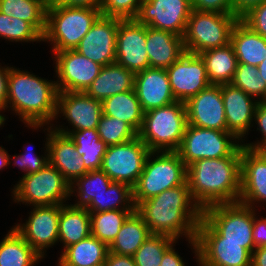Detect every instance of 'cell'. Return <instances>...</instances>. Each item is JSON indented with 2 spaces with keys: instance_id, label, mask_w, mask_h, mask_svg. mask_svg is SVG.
<instances>
[{
  "instance_id": "6da1fadb",
  "label": "cell",
  "mask_w": 266,
  "mask_h": 266,
  "mask_svg": "<svg viewBox=\"0 0 266 266\" xmlns=\"http://www.w3.org/2000/svg\"><path fill=\"white\" fill-rule=\"evenodd\" d=\"M136 211L142 216L151 234L165 235L176 241L185 237L198 262L195 239L202 210L193 201L187 180L182 185L142 201Z\"/></svg>"
},
{
  "instance_id": "7a4b0ae2",
  "label": "cell",
  "mask_w": 266,
  "mask_h": 266,
  "mask_svg": "<svg viewBox=\"0 0 266 266\" xmlns=\"http://www.w3.org/2000/svg\"><path fill=\"white\" fill-rule=\"evenodd\" d=\"M240 145L229 157L199 159L187 166V183L196 205L204 209L236 203L241 192Z\"/></svg>"
},
{
  "instance_id": "3957f363",
  "label": "cell",
  "mask_w": 266,
  "mask_h": 266,
  "mask_svg": "<svg viewBox=\"0 0 266 266\" xmlns=\"http://www.w3.org/2000/svg\"><path fill=\"white\" fill-rule=\"evenodd\" d=\"M11 67L6 110H12L25 125H56V81Z\"/></svg>"
},
{
  "instance_id": "277c9868",
  "label": "cell",
  "mask_w": 266,
  "mask_h": 266,
  "mask_svg": "<svg viewBox=\"0 0 266 266\" xmlns=\"http://www.w3.org/2000/svg\"><path fill=\"white\" fill-rule=\"evenodd\" d=\"M101 15L100 8L66 7L52 0L43 42H51L52 53L74 50Z\"/></svg>"
},
{
  "instance_id": "5b68a950",
  "label": "cell",
  "mask_w": 266,
  "mask_h": 266,
  "mask_svg": "<svg viewBox=\"0 0 266 266\" xmlns=\"http://www.w3.org/2000/svg\"><path fill=\"white\" fill-rule=\"evenodd\" d=\"M187 124L185 103L175 101L145 112L138 137L150 151H177Z\"/></svg>"
},
{
  "instance_id": "8992f818",
  "label": "cell",
  "mask_w": 266,
  "mask_h": 266,
  "mask_svg": "<svg viewBox=\"0 0 266 266\" xmlns=\"http://www.w3.org/2000/svg\"><path fill=\"white\" fill-rule=\"evenodd\" d=\"M186 179L187 167L176 151H151L133 187L135 206L167 189L182 185Z\"/></svg>"
},
{
  "instance_id": "52a82bcc",
  "label": "cell",
  "mask_w": 266,
  "mask_h": 266,
  "mask_svg": "<svg viewBox=\"0 0 266 266\" xmlns=\"http://www.w3.org/2000/svg\"><path fill=\"white\" fill-rule=\"evenodd\" d=\"M239 19L238 15L192 10L183 35L185 51L198 55L228 45Z\"/></svg>"
},
{
  "instance_id": "ba28073f",
  "label": "cell",
  "mask_w": 266,
  "mask_h": 266,
  "mask_svg": "<svg viewBox=\"0 0 266 266\" xmlns=\"http://www.w3.org/2000/svg\"><path fill=\"white\" fill-rule=\"evenodd\" d=\"M11 189L14 203L32 207L65 204L71 198L70 183L50 163L36 173L23 175Z\"/></svg>"
},
{
  "instance_id": "9c48e42d",
  "label": "cell",
  "mask_w": 266,
  "mask_h": 266,
  "mask_svg": "<svg viewBox=\"0 0 266 266\" xmlns=\"http://www.w3.org/2000/svg\"><path fill=\"white\" fill-rule=\"evenodd\" d=\"M202 218L222 237V242L244 244L251 254L253 243V208L242 203L218 204L202 211Z\"/></svg>"
},
{
  "instance_id": "30bf717a",
  "label": "cell",
  "mask_w": 266,
  "mask_h": 266,
  "mask_svg": "<svg viewBox=\"0 0 266 266\" xmlns=\"http://www.w3.org/2000/svg\"><path fill=\"white\" fill-rule=\"evenodd\" d=\"M240 145L241 141L228 131L199 128L187 124L176 152L187 167L199 159L229 157Z\"/></svg>"
},
{
  "instance_id": "8fae6325",
  "label": "cell",
  "mask_w": 266,
  "mask_h": 266,
  "mask_svg": "<svg viewBox=\"0 0 266 266\" xmlns=\"http://www.w3.org/2000/svg\"><path fill=\"white\" fill-rule=\"evenodd\" d=\"M150 152L138 136L121 144L107 146L101 170L113 182L126 183L133 188Z\"/></svg>"
},
{
  "instance_id": "7c38bea8",
  "label": "cell",
  "mask_w": 266,
  "mask_h": 266,
  "mask_svg": "<svg viewBox=\"0 0 266 266\" xmlns=\"http://www.w3.org/2000/svg\"><path fill=\"white\" fill-rule=\"evenodd\" d=\"M195 240L199 266H251V254L244 244L222 242V237L203 218Z\"/></svg>"
},
{
  "instance_id": "4fadbf2b",
  "label": "cell",
  "mask_w": 266,
  "mask_h": 266,
  "mask_svg": "<svg viewBox=\"0 0 266 266\" xmlns=\"http://www.w3.org/2000/svg\"><path fill=\"white\" fill-rule=\"evenodd\" d=\"M61 116H60V115ZM102 115V101L96 100L88 96L85 92H58L56 115L64 117L71 129L68 126L62 125L53 126L52 129L60 134L68 136L73 131L85 129H97L100 117Z\"/></svg>"
},
{
  "instance_id": "5bb4252c",
  "label": "cell",
  "mask_w": 266,
  "mask_h": 266,
  "mask_svg": "<svg viewBox=\"0 0 266 266\" xmlns=\"http://www.w3.org/2000/svg\"><path fill=\"white\" fill-rule=\"evenodd\" d=\"M25 222L14 229L43 258L47 249L58 243V225L62 204L31 207Z\"/></svg>"
},
{
  "instance_id": "9a60e30c",
  "label": "cell",
  "mask_w": 266,
  "mask_h": 266,
  "mask_svg": "<svg viewBox=\"0 0 266 266\" xmlns=\"http://www.w3.org/2000/svg\"><path fill=\"white\" fill-rule=\"evenodd\" d=\"M191 12V0H142L135 20L183 37Z\"/></svg>"
},
{
  "instance_id": "2e32d148",
  "label": "cell",
  "mask_w": 266,
  "mask_h": 266,
  "mask_svg": "<svg viewBox=\"0 0 266 266\" xmlns=\"http://www.w3.org/2000/svg\"><path fill=\"white\" fill-rule=\"evenodd\" d=\"M53 55L58 92H85L103 67L76 50H65Z\"/></svg>"
},
{
  "instance_id": "e0dca14e",
  "label": "cell",
  "mask_w": 266,
  "mask_h": 266,
  "mask_svg": "<svg viewBox=\"0 0 266 266\" xmlns=\"http://www.w3.org/2000/svg\"><path fill=\"white\" fill-rule=\"evenodd\" d=\"M166 71L176 101L185 103L211 85L205 64L197 54L185 52Z\"/></svg>"
},
{
  "instance_id": "ac0fdd59",
  "label": "cell",
  "mask_w": 266,
  "mask_h": 266,
  "mask_svg": "<svg viewBox=\"0 0 266 266\" xmlns=\"http://www.w3.org/2000/svg\"><path fill=\"white\" fill-rule=\"evenodd\" d=\"M121 20L101 15L74 50L101 66L114 63L118 24Z\"/></svg>"
},
{
  "instance_id": "d6986e66",
  "label": "cell",
  "mask_w": 266,
  "mask_h": 266,
  "mask_svg": "<svg viewBox=\"0 0 266 266\" xmlns=\"http://www.w3.org/2000/svg\"><path fill=\"white\" fill-rule=\"evenodd\" d=\"M115 62L134 73L150 68L145 25L139 24L135 19L119 22Z\"/></svg>"
},
{
  "instance_id": "ffe728a7",
  "label": "cell",
  "mask_w": 266,
  "mask_h": 266,
  "mask_svg": "<svg viewBox=\"0 0 266 266\" xmlns=\"http://www.w3.org/2000/svg\"><path fill=\"white\" fill-rule=\"evenodd\" d=\"M191 126L227 131L222 85H210L185 102Z\"/></svg>"
},
{
  "instance_id": "44dd1931",
  "label": "cell",
  "mask_w": 266,
  "mask_h": 266,
  "mask_svg": "<svg viewBox=\"0 0 266 266\" xmlns=\"http://www.w3.org/2000/svg\"><path fill=\"white\" fill-rule=\"evenodd\" d=\"M46 128H45V127ZM25 127L47 131L46 142L49 153V163L54 166L70 183L86 174L89 170L79 156L75 143L69 136L55 132L51 125H26Z\"/></svg>"
},
{
  "instance_id": "7402d4cb",
  "label": "cell",
  "mask_w": 266,
  "mask_h": 266,
  "mask_svg": "<svg viewBox=\"0 0 266 266\" xmlns=\"http://www.w3.org/2000/svg\"><path fill=\"white\" fill-rule=\"evenodd\" d=\"M241 172L238 202L254 209L262 202L266 207V156L259 150L242 146Z\"/></svg>"
},
{
  "instance_id": "603a6c76",
  "label": "cell",
  "mask_w": 266,
  "mask_h": 266,
  "mask_svg": "<svg viewBox=\"0 0 266 266\" xmlns=\"http://www.w3.org/2000/svg\"><path fill=\"white\" fill-rule=\"evenodd\" d=\"M222 98L227 131L239 141H246L243 138L256 126L253 120L258 101L231 83L222 85Z\"/></svg>"
},
{
  "instance_id": "cb8c5ba5",
  "label": "cell",
  "mask_w": 266,
  "mask_h": 266,
  "mask_svg": "<svg viewBox=\"0 0 266 266\" xmlns=\"http://www.w3.org/2000/svg\"><path fill=\"white\" fill-rule=\"evenodd\" d=\"M134 91L144 113L176 101L166 69L147 68L135 73Z\"/></svg>"
},
{
  "instance_id": "d4e9b609",
  "label": "cell",
  "mask_w": 266,
  "mask_h": 266,
  "mask_svg": "<svg viewBox=\"0 0 266 266\" xmlns=\"http://www.w3.org/2000/svg\"><path fill=\"white\" fill-rule=\"evenodd\" d=\"M146 51L150 68L167 69L186 51L183 37L146 26Z\"/></svg>"
},
{
  "instance_id": "484cf974",
  "label": "cell",
  "mask_w": 266,
  "mask_h": 266,
  "mask_svg": "<svg viewBox=\"0 0 266 266\" xmlns=\"http://www.w3.org/2000/svg\"><path fill=\"white\" fill-rule=\"evenodd\" d=\"M135 73L117 62L105 65L85 93L103 101L110 96L134 90Z\"/></svg>"
},
{
  "instance_id": "4316f807",
  "label": "cell",
  "mask_w": 266,
  "mask_h": 266,
  "mask_svg": "<svg viewBox=\"0 0 266 266\" xmlns=\"http://www.w3.org/2000/svg\"><path fill=\"white\" fill-rule=\"evenodd\" d=\"M230 44L238 63L258 66L266 59V39L252 31L240 19L232 29Z\"/></svg>"
},
{
  "instance_id": "83f0119b",
  "label": "cell",
  "mask_w": 266,
  "mask_h": 266,
  "mask_svg": "<svg viewBox=\"0 0 266 266\" xmlns=\"http://www.w3.org/2000/svg\"><path fill=\"white\" fill-rule=\"evenodd\" d=\"M109 246L90 235L66 247L58 257L57 266H100L104 265Z\"/></svg>"
},
{
  "instance_id": "f1b7e54d",
  "label": "cell",
  "mask_w": 266,
  "mask_h": 266,
  "mask_svg": "<svg viewBox=\"0 0 266 266\" xmlns=\"http://www.w3.org/2000/svg\"><path fill=\"white\" fill-rule=\"evenodd\" d=\"M67 203L62 204L58 225V243L63 244L62 251L91 235L90 212Z\"/></svg>"
},
{
  "instance_id": "f546056e",
  "label": "cell",
  "mask_w": 266,
  "mask_h": 266,
  "mask_svg": "<svg viewBox=\"0 0 266 266\" xmlns=\"http://www.w3.org/2000/svg\"><path fill=\"white\" fill-rule=\"evenodd\" d=\"M198 55L205 64L211 85H224L232 82L238 60L230 43L223 47L206 50Z\"/></svg>"
},
{
  "instance_id": "4dcf8cb0",
  "label": "cell",
  "mask_w": 266,
  "mask_h": 266,
  "mask_svg": "<svg viewBox=\"0 0 266 266\" xmlns=\"http://www.w3.org/2000/svg\"><path fill=\"white\" fill-rule=\"evenodd\" d=\"M150 234L147 224L135 210L125 220L117 236L109 245V252L133 256Z\"/></svg>"
},
{
  "instance_id": "1f68e13d",
  "label": "cell",
  "mask_w": 266,
  "mask_h": 266,
  "mask_svg": "<svg viewBox=\"0 0 266 266\" xmlns=\"http://www.w3.org/2000/svg\"><path fill=\"white\" fill-rule=\"evenodd\" d=\"M102 114L127 122L137 133L143 124L144 111L134 90L103 100Z\"/></svg>"
},
{
  "instance_id": "d6a6232c",
  "label": "cell",
  "mask_w": 266,
  "mask_h": 266,
  "mask_svg": "<svg viewBox=\"0 0 266 266\" xmlns=\"http://www.w3.org/2000/svg\"><path fill=\"white\" fill-rule=\"evenodd\" d=\"M42 259L14 227L0 241V266H34Z\"/></svg>"
},
{
  "instance_id": "836d02e7",
  "label": "cell",
  "mask_w": 266,
  "mask_h": 266,
  "mask_svg": "<svg viewBox=\"0 0 266 266\" xmlns=\"http://www.w3.org/2000/svg\"><path fill=\"white\" fill-rule=\"evenodd\" d=\"M49 2V0H0V12L29 22L43 36Z\"/></svg>"
},
{
  "instance_id": "e575fe53",
  "label": "cell",
  "mask_w": 266,
  "mask_h": 266,
  "mask_svg": "<svg viewBox=\"0 0 266 266\" xmlns=\"http://www.w3.org/2000/svg\"><path fill=\"white\" fill-rule=\"evenodd\" d=\"M79 156L89 171L100 170L107 145L100 139L97 129L73 131L69 135Z\"/></svg>"
},
{
  "instance_id": "d590c367",
  "label": "cell",
  "mask_w": 266,
  "mask_h": 266,
  "mask_svg": "<svg viewBox=\"0 0 266 266\" xmlns=\"http://www.w3.org/2000/svg\"><path fill=\"white\" fill-rule=\"evenodd\" d=\"M112 182L101 169L88 171L70 185V196L78 198L72 205L76 208L86 209L94 198L107 191Z\"/></svg>"
},
{
  "instance_id": "8d00e7d4",
  "label": "cell",
  "mask_w": 266,
  "mask_h": 266,
  "mask_svg": "<svg viewBox=\"0 0 266 266\" xmlns=\"http://www.w3.org/2000/svg\"><path fill=\"white\" fill-rule=\"evenodd\" d=\"M86 209L89 212L136 210L133 201V188L126 183L112 182L107 191L94 198Z\"/></svg>"
},
{
  "instance_id": "74e56055",
  "label": "cell",
  "mask_w": 266,
  "mask_h": 266,
  "mask_svg": "<svg viewBox=\"0 0 266 266\" xmlns=\"http://www.w3.org/2000/svg\"><path fill=\"white\" fill-rule=\"evenodd\" d=\"M133 211L135 210L90 212L91 235L109 246Z\"/></svg>"
},
{
  "instance_id": "f35d334b",
  "label": "cell",
  "mask_w": 266,
  "mask_h": 266,
  "mask_svg": "<svg viewBox=\"0 0 266 266\" xmlns=\"http://www.w3.org/2000/svg\"><path fill=\"white\" fill-rule=\"evenodd\" d=\"M231 84L257 101H266V81L258 73V67L238 63Z\"/></svg>"
},
{
  "instance_id": "ab89813d",
  "label": "cell",
  "mask_w": 266,
  "mask_h": 266,
  "mask_svg": "<svg viewBox=\"0 0 266 266\" xmlns=\"http://www.w3.org/2000/svg\"><path fill=\"white\" fill-rule=\"evenodd\" d=\"M177 242L165 235L150 234L133 255L136 266H160L165 251Z\"/></svg>"
},
{
  "instance_id": "60d3db41",
  "label": "cell",
  "mask_w": 266,
  "mask_h": 266,
  "mask_svg": "<svg viewBox=\"0 0 266 266\" xmlns=\"http://www.w3.org/2000/svg\"><path fill=\"white\" fill-rule=\"evenodd\" d=\"M97 132L107 146L121 144L138 136L127 122L104 114L100 117Z\"/></svg>"
},
{
  "instance_id": "b9f144b4",
  "label": "cell",
  "mask_w": 266,
  "mask_h": 266,
  "mask_svg": "<svg viewBox=\"0 0 266 266\" xmlns=\"http://www.w3.org/2000/svg\"><path fill=\"white\" fill-rule=\"evenodd\" d=\"M142 0H102L100 10L103 16L122 20L135 19Z\"/></svg>"
},
{
  "instance_id": "7bdbcfd3",
  "label": "cell",
  "mask_w": 266,
  "mask_h": 266,
  "mask_svg": "<svg viewBox=\"0 0 266 266\" xmlns=\"http://www.w3.org/2000/svg\"><path fill=\"white\" fill-rule=\"evenodd\" d=\"M46 148V149H45ZM44 150V156L43 155H39L37 156V154H35V152L33 153V148L31 149H24L25 153H21V154H16L11 157L12 159H14V165L18 166L19 169L22 170V172H25L23 175H29L32 173H36L39 170H41L42 168H44L47 164H49V153H48V146H47V142H45V147L43 148ZM32 151V152H31ZM31 152V153H30Z\"/></svg>"
},
{
  "instance_id": "ee69618b",
  "label": "cell",
  "mask_w": 266,
  "mask_h": 266,
  "mask_svg": "<svg viewBox=\"0 0 266 266\" xmlns=\"http://www.w3.org/2000/svg\"><path fill=\"white\" fill-rule=\"evenodd\" d=\"M10 42H43V36L29 23L10 16Z\"/></svg>"
},
{
  "instance_id": "f6af8a7d",
  "label": "cell",
  "mask_w": 266,
  "mask_h": 266,
  "mask_svg": "<svg viewBox=\"0 0 266 266\" xmlns=\"http://www.w3.org/2000/svg\"><path fill=\"white\" fill-rule=\"evenodd\" d=\"M240 20L266 39V0L251 7L240 17Z\"/></svg>"
},
{
  "instance_id": "bcb514c9",
  "label": "cell",
  "mask_w": 266,
  "mask_h": 266,
  "mask_svg": "<svg viewBox=\"0 0 266 266\" xmlns=\"http://www.w3.org/2000/svg\"><path fill=\"white\" fill-rule=\"evenodd\" d=\"M253 122L257 125L255 127L257 128L256 131L260 132L262 137L254 143H245L242 141L241 145L252 150L260 151L266 145V101H258Z\"/></svg>"
},
{
  "instance_id": "7dc6e473",
  "label": "cell",
  "mask_w": 266,
  "mask_h": 266,
  "mask_svg": "<svg viewBox=\"0 0 266 266\" xmlns=\"http://www.w3.org/2000/svg\"><path fill=\"white\" fill-rule=\"evenodd\" d=\"M192 10L237 15L232 0H191Z\"/></svg>"
},
{
  "instance_id": "c3c4849f",
  "label": "cell",
  "mask_w": 266,
  "mask_h": 266,
  "mask_svg": "<svg viewBox=\"0 0 266 266\" xmlns=\"http://www.w3.org/2000/svg\"><path fill=\"white\" fill-rule=\"evenodd\" d=\"M257 210L253 208V243L256 248L266 246V217L257 215ZM257 215V216H256ZM260 216V218H258Z\"/></svg>"
},
{
  "instance_id": "681fc988",
  "label": "cell",
  "mask_w": 266,
  "mask_h": 266,
  "mask_svg": "<svg viewBox=\"0 0 266 266\" xmlns=\"http://www.w3.org/2000/svg\"><path fill=\"white\" fill-rule=\"evenodd\" d=\"M0 63V109L6 111V104L8 99V79L10 73V66H1Z\"/></svg>"
},
{
  "instance_id": "f907efd6",
  "label": "cell",
  "mask_w": 266,
  "mask_h": 266,
  "mask_svg": "<svg viewBox=\"0 0 266 266\" xmlns=\"http://www.w3.org/2000/svg\"><path fill=\"white\" fill-rule=\"evenodd\" d=\"M176 243H173L164 253L160 266H186L183 260L176 249L174 248Z\"/></svg>"
},
{
  "instance_id": "816d5d0a",
  "label": "cell",
  "mask_w": 266,
  "mask_h": 266,
  "mask_svg": "<svg viewBox=\"0 0 266 266\" xmlns=\"http://www.w3.org/2000/svg\"><path fill=\"white\" fill-rule=\"evenodd\" d=\"M104 266H136L133 256L109 252Z\"/></svg>"
},
{
  "instance_id": "f5cc1de1",
  "label": "cell",
  "mask_w": 266,
  "mask_h": 266,
  "mask_svg": "<svg viewBox=\"0 0 266 266\" xmlns=\"http://www.w3.org/2000/svg\"><path fill=\"white\" fill-rule=\"evenodd\" d=\"M66 7L100 8L102 0H53Z\"/></svg>"
},
{
  "instance_id": "db71d44e",
  "label": "cell",
  "mask_w": 266,
  "mask_h": 266,
  "mask_svg": "<svg viewBox=\"0 0 266 266\" xmlns=\"http://www.w3.org/2000/svg\"><path fill=\"white\" fill-rule=\"evenodd\" d=\"M265 0H232L234 12L241 17L251 7L264 2Z\"/></svg>"
},
{
  "instance_id": "11a10c76",
  "label": "cell",
  "mask_w": 266,
  "mask_h": 266,
  "mask_svg": "<svg viewBox=\"0 0 266 266\" xmlns=\"http://www.w3.org/2000/svg\"><path fill=\"white\" fill-rule=\"evenodd\" d=\"M251 266H266V246L254 249L251 253Z\"/></svg>"
},
{
  "instance_id": "9f6ffc18",
  "label": "cell",
  "mask_w": 266,
  "mask_h": 266,
  "mask_svg": "<svg viewBox=\"0 0 266 266\" xmlns=\"http://www.w3.org/2000/svg\"><path fill=\"white\" fill-rule=\"evenodd\" d=\"M10 16L0 12V38L10 41Z\"/></svg>"
},
{
  "instance_id": "6f0895ef",
  "label": "cell",
  "mask_w": 266,
  "mask_h": 266,
  "mask_svg": "<svg viewBox=\"0 0 266 266\" xmlns=\"http://www.w3.org/2000/svg\"><path fill=\"white\" fill-rule=\"evenodd\" d=\"M9 156V153L4 149V147L0 146V171L12 163V160Z\"/></svg>"
},
{
  "instance_id": "680465c9",
  "label": "cell",
  "mask_w": 266,
  "mask_h": 266,
  "mask_svg": "<svg viewBox=\"0 0 266 266\" xmlns=\"http://www.w3.org/2000/svg\"><path fill=\"white\" fill-rule=\"evenodd\" d=\"M257 67L258 73H260L262 78L266 81V59H264Z\"/></svg>"
},
{
  "instance_id": "91938a15",
  "label": "cell",
  "mask_w": 266,
  "mask_h": 266,
  "mask_svg": "<svg viewBox=\"0 0 266 266\" xmlns=\"http://www.w3.org/2000/svg\"><path fill=\"white\" fill-rule=\"evenodd\" d=\"M1 112L2 110L0 109V127H3L5 124V121L7 120L6 119L7 117H5Z\"/></svg>"
},
{
  "instance_id": "94428289",
  "label": "cell",
  "mask_w": 266,
  "mask_h": 266,
  "mask_svg": "<svg viewBox=\"0 0 266 266\" xmlns=\"http://www.w3.org/2000/svg\"><path fill=\"white\" fill-rule=\"evenodd\" d=\"M260 151L266 156V145Z\"/></svg>"
}]
</instances>
